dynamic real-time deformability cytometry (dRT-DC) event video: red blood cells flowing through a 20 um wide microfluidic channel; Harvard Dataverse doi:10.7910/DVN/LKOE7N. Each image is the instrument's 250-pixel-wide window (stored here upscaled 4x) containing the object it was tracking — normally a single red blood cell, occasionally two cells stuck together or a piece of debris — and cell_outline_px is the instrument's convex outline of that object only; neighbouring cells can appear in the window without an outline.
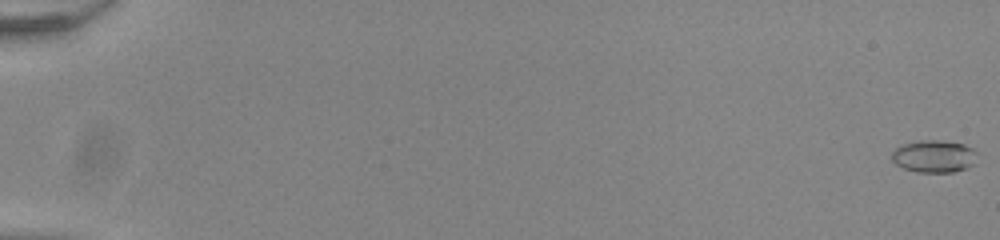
{"species": "common noctule bat (a hibernating species)", "species_latin": "Nyctalus noctula", "temperature_condition": "room temperature", "stored_images_in_passage": 54, "camera_frame_rate_fps": 3000, "um_per_image_px": 0.085, "animal": {"sex": "male", "body_mass_g": 20.0, "forearm_length_mm": 53.3}, "frame": {"image": 1, "passage_image": 1, "time_ms": 0.0, "image_size_px": [1000, 240], "cell_outline_px": [[976, 164], [968, 168], [952, 172], [916, 172], [904, 168], [896, 164], [892, 160], [892, 152], [896, 148], [904, 144], [920, 140], [944, 140], [964, 144], [972, 148], [976, 152]], "centroid_in_image_um": [79.43, 13.29], "position_along_channel_um": 5.6, "area_um2": 16.24}}
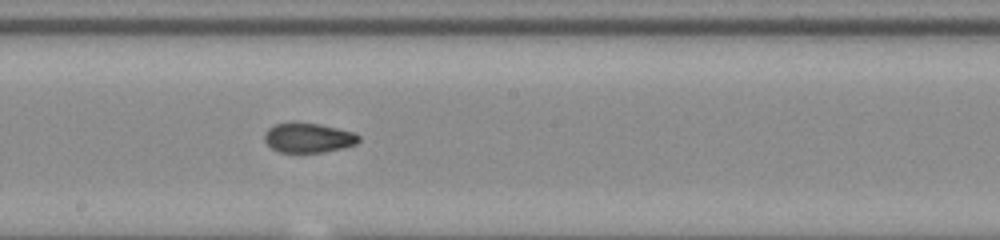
{"frame": {"image": 2, "passage_image": 33, "time_ms": 10.667, "image_size_px": [1000, 240], "cell_outline_px": [[360, 140], [356, 144], [344, 148], [324, 152], [280, 152], [272, 148], [264, 140], [264, 132], [268, 128], [276, 124], [292, 120], [320, 124], [356, 132], [360, 136]], "centroid_in_image_um": [26.22, 11.68], "position_along_channel_um": 222.0, "area_um2": 16.76}}
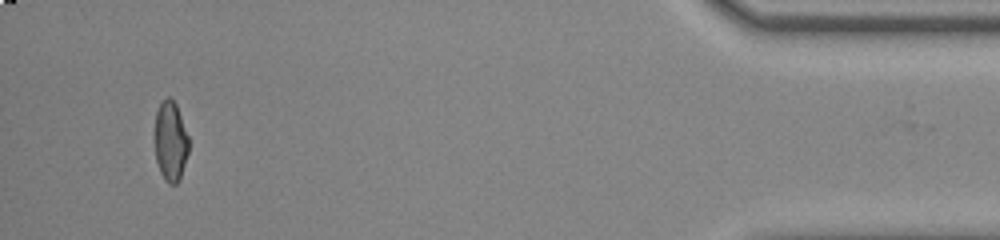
{"frame": {"image": 3, "passage_image": 53, "time_ms": 17.333, "image_size_px": [1000, 240], "cell_outline_px": [[188, 152], [180, 180], [176, 184], [168, 184], [164, 180], [160, 172], [156, 160], [156, 112], [160, 104], [168, 96], [176, 104], [188, 136]], "centroid_in_image_um": [14.51, 12.06], "position_along_channel_um": 420.7, "area_um2": 15.55}, "authors_computed_cell_mechanics": {"area_um2": 16.2418, "velocity_mm_per_s": 3.9355, "shape_relaxation_time_tau1_ms": 7.2417, "shape_relaxation_time_tau2_ms": 1.4511, "deformation_change_tau1": 0.1952, "deformation_change_tau2": 0.0644}}